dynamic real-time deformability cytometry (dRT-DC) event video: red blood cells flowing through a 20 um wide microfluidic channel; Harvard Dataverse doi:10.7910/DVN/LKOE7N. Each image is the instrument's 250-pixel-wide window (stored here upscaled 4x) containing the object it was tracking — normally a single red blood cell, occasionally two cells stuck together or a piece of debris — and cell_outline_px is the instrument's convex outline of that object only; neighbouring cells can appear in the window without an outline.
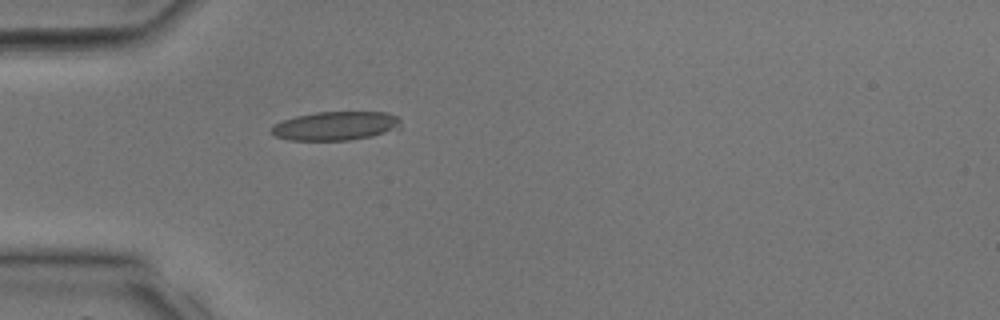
{"species": "common noctule bat (a hibernating species)", "species_latin": "Nyctalus noctula", "temperature_condition": "room temperature", "stored_images_in_passage": 3, "camera_frame_rate_fps": 3000, "um_per_image_px": 0.085, "animal": {"sex": "male", "body_mass_g": 17.9, "forearm_length_mm": 54.2}, "frame": {"image": 1, "passage_image": 3, "time_ms": 0.667, "image_size_px": [1000, 320], "cell_outline_px": [[400, 128], [372, 136], [348, 140], [288, 140], [276, 136], [272, 132], [272, 128], [276, 124], [284, 120], [296, 116], [316, 112], [388, 112], [396, 116], [400, 120]], "centroid_in_image_um": [28.56, 10.7], "position_along_channel_um": 56.4, "area_um2": 21.5}}